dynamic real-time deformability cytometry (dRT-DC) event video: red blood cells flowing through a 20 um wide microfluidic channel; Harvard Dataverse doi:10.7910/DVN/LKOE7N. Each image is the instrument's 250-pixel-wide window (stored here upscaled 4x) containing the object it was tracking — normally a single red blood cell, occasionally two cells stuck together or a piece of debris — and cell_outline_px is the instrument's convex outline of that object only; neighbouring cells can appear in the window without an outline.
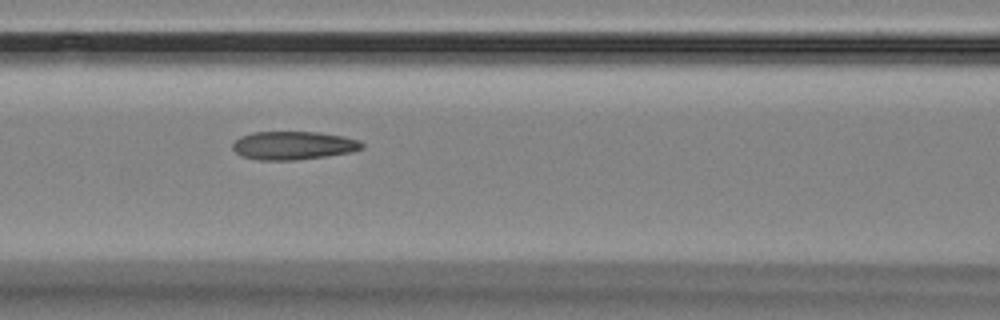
{"species": "Egyptian fruit bat (a non-hibernating species)", "species_latin": "Rousettus aegyptiacus", "temperature_condition": "room temperature", "stored_images_in_passage": 6, "camera_frame_rate_fps": 3000, "um_per_image_px": 0.085, "animal": {"sex": "female"}, "frame": {"image": 1, "passage_image": 3, "time_ms": 2.333, "image_size_px": [1000, 320], "cell_outline_px": [[364, 148], [352, 152], [296, 160], [256, 160], [240, 156], [232, 148], [232, 144], [240, 136], [252, 132], [316, 132], [344, 136], [360, 140], [364, 144]], "centroid_in_image_um": [24.93, 12.36], "position_along_channel_um": 141.7, "area_um2": 21.5}}
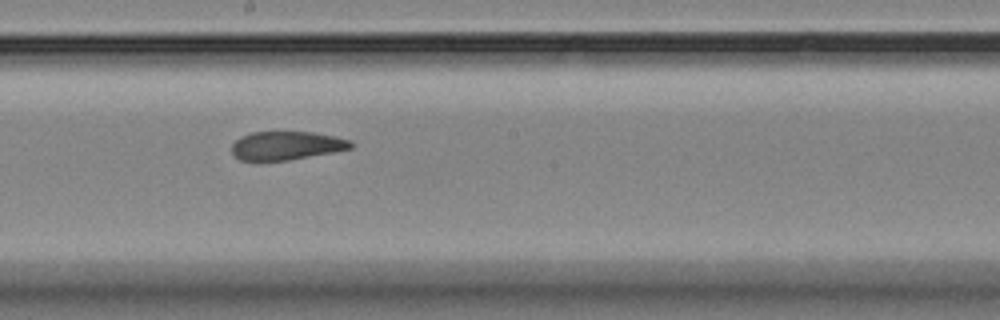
{"frame": {"image": 2, "passage_image": 5, "time_ms": 4.667, "image_size_px": [1000, 320], "cell_outline_px": [[352, 148], [332, 152], [288, 160], [260, 164], [240, 160], [232, 152], [232, 144], [240, 136], [252, 132], [312, 132], [352, 140]], "centroid_in_image_um": [24.27, 12.41], "position_along_channel_um": 223.9, "area_um2": 20.23}}
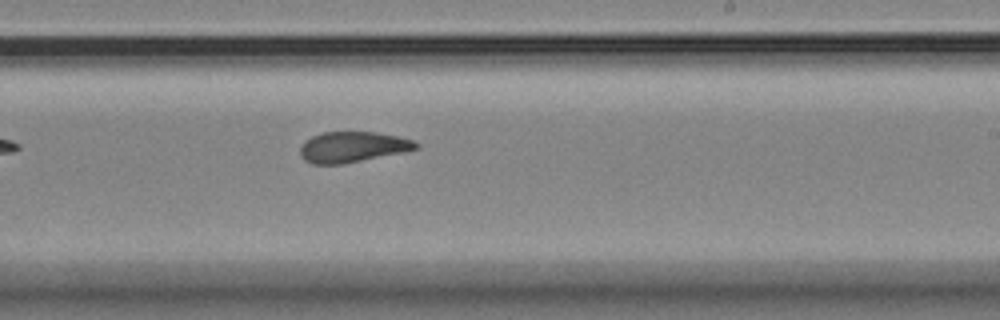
{"frame": {"image": 3, "passage_image": 6, "time_ms": 5.667, "image_size_px": [1000, 320], "cell_outline_px": [[420, 148], [404, 152], [340, 164], [312, 164], [304, 160], [300, 156], [300, 148], [304, 140], [312, 136], [324, 132], [376, 132], [396, 136], [412, 140], [420, 144]], "centroid_in_image_um": [29.95, 12.49], "position_along_channel_um": 259.0, "area_um2": 20.63}}